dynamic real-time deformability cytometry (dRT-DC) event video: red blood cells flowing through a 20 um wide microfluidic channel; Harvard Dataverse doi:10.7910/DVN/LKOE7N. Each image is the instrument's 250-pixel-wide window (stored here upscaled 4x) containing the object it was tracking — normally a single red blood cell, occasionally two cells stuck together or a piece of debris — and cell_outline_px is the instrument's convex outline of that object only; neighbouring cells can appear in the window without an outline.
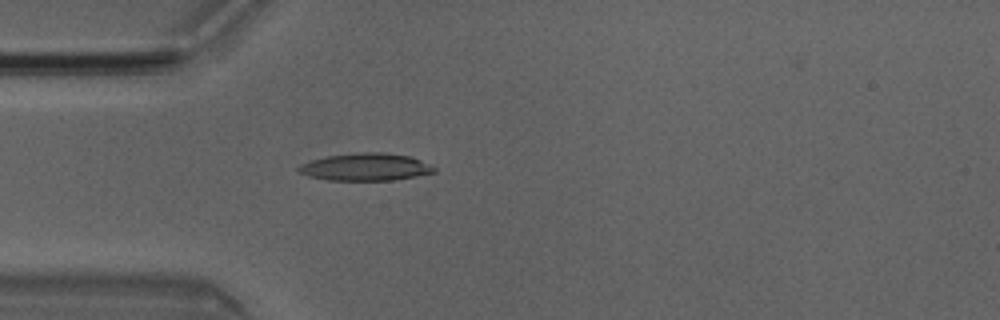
{"species": "Egyptian fruit bat (a non-hibernating species)", "species_latin": "Rousettus aegyptiacus", "temperature_condition": "room temperature", "stored_images_in_passage": 4, "camera_frame_rate_fps": 3000, "um_per_image_px": 0.085, "animal": {"sex": "male"}, "frame": {"image": 1, "passage_image": 4, "time_ms": 1.0, "image_size_px": [1000, 320], "cell_outline_px": [[436, 172], [396, 180], [328, 180], [308, 176], [296, 172], [296, 168], [300, 164], [312, 160], [328, 156], [360, 152], [384, 152], [408, 156], [420, 160], [436, 168]], "centroid_in_image_um": [31.05, 14.2], "position_along_channel_um": 54.0, "area_um2": 21.68}}